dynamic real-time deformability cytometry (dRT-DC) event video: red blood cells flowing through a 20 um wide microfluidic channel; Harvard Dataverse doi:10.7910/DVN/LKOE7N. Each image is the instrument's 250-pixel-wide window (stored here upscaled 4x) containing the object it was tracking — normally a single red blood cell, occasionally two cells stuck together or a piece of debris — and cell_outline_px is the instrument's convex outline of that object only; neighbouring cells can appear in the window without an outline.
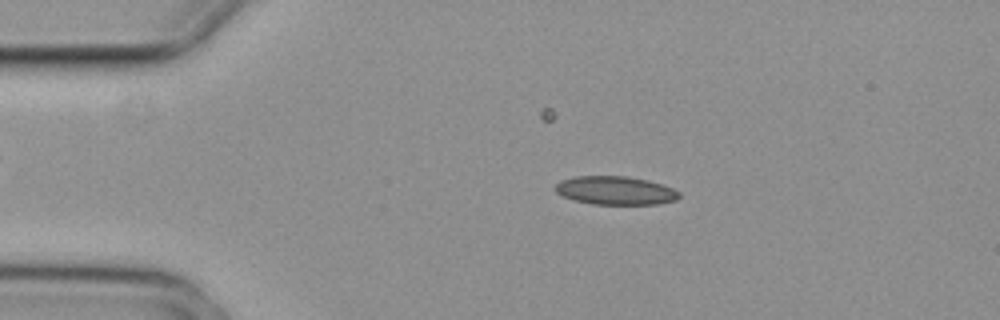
{"species": "common noctule bat (a hibernating species)", "species_latin": "Nyctalus noctula", "temperature_condition": "cold", "stored_images_in_passage": 4, "camera_frame_rate_fps": 3000, "um_per_image_px": 0.085, "animal": {"sex": "female", "body_mass_g": 29.2, "forearm_length_mm": 56.3}, "frame": {"image": 1, "passage_image": 2, "time_ms": 0.333, "image_size_px": [1000, 320], "cell_outline_px": [[680, 196], [676, 200], [660, 204], [592, 204], [572, 200], [556, 192], [556, 184], [560, 180], [576, 176], [628, 176], [648, 180], [672, 188], [680, 192]], "centroid_in_image_um": [52.31, 16.19], "position_along_channel_um": 32.7, "area_um2": 20.58}}
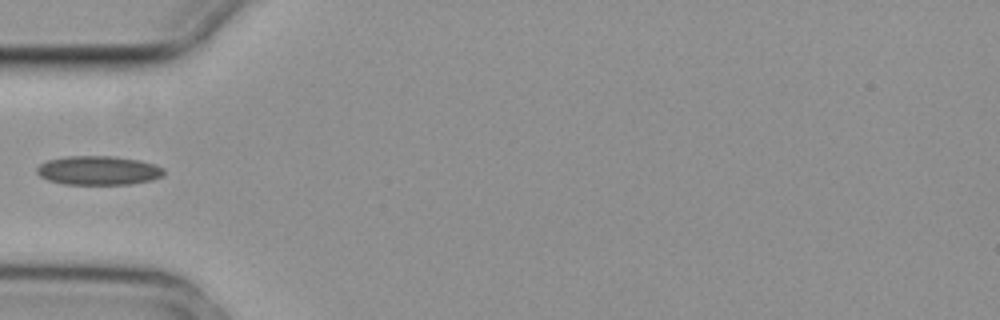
{"frame": {"image": 2, "passage_image": 4, "time_ms": 1.0, "image_size_px": [1000, 320], "cell_outline_px": [[164, 172], [160, 176], [152, 180], [128, 184], [64, 184], [48, 180], [40, 176], [36, 172], [36, 168], [40, 164], [48, 160], [64, 156], [112, 156], [140, 160], [164, 168]], "centroid_in_image_um": [8.33, 14.48], "position_along_channel_um": 76.7, "area_um2": 21.39}}